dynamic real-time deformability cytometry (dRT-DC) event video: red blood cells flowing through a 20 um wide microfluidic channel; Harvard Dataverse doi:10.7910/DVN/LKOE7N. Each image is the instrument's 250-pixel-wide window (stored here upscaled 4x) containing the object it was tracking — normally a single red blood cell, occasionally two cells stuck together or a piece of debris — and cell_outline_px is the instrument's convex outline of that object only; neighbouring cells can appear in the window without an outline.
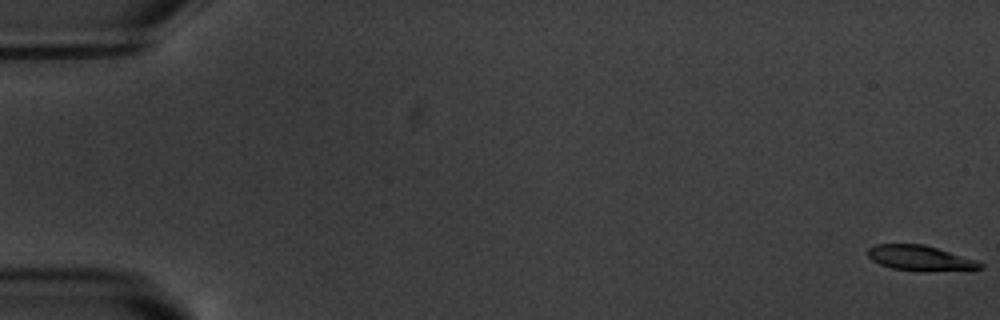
{"species": "common noctule bat (a hibernating species)", "species_latin": "Nyctalus noctula", "temperature_condition": "warm", "stored_images_in_passage": 6, "camera_frame_rate_fps": 3000, "um_per_image_px": 0.085, "animal": {"sex": "male", "body_mass_g": 20.1, "forearm_length_mm": 53.5}, "frame": {"image": 1, "passage_image": 1, "time_ms": 0.0, "image_size_px": [1000, 320], "cell_outline_px": [[984, 268], [892, 268], [880, 264], [872, 260], [868, 256], [868, 248], [876, 244], [924, 244], [976, 260], [984, 264]], "centroid_in_image_um": [78.11, 21.86], "position_along_channel_um": 6.9, "area_um2": 15.14}}
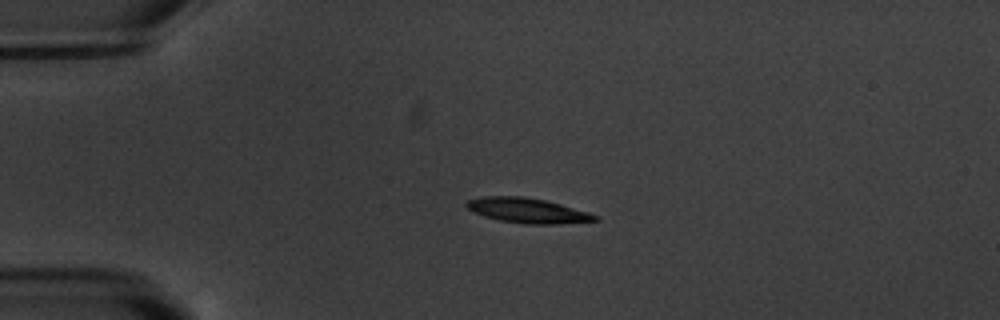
{"frame": {"image": 2, "passage_image": 5, "time_ms": 4.667, "image_size_px": [1000, 320], "cell_outline_px": [[600, 220], [556, 224], [528, 224], [500, 220], [484, 216], [468, 208], [464, 204], [468, 200], [480, 196], [524, 196], [544, 200], [560, 204], [588, 212], [600, 216]], "centroid_in_image_um": [44.85, 17.89], "position_along_channel_um": 40.1, "area_um2": 18.55}}